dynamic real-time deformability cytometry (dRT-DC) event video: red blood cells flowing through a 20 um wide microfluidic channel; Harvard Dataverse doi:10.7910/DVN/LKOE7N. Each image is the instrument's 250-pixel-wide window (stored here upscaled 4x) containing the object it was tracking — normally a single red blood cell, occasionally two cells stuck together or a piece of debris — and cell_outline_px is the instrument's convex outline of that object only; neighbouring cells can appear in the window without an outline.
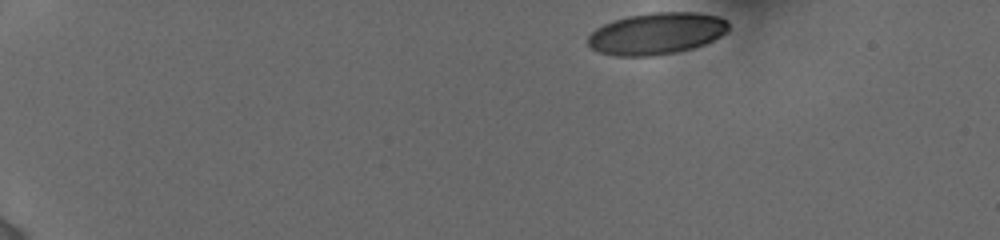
{"species": "human", "species_latin": "Homo sapiens", "temperature_condition": "cold", "stored_images_in_passage": 62, "camera_frame_rate_fps": 3000, "um_per_image_px": 0.085, "donor": {"sex": "female"}, "frame": {"image": 1, "passage_image": 1, "time_ms": 0.0, "image_size_px": [1000, 240], "cell_outline_px": [[728, 28], [720, 36], [704, 44], [692, 48], [676, 52], [652, 56], [616, 56], [600, 52], [592, 48], [588, 44], [588, 36], [596, 28], [612, 20], [628, 16], [652, 12], [696, 12], [720, 16], [728, 20]], "centroid_in_image_um": [55.8, 2.84], "position_along_channel_um": 29.2, "area_um2": 34.22}}
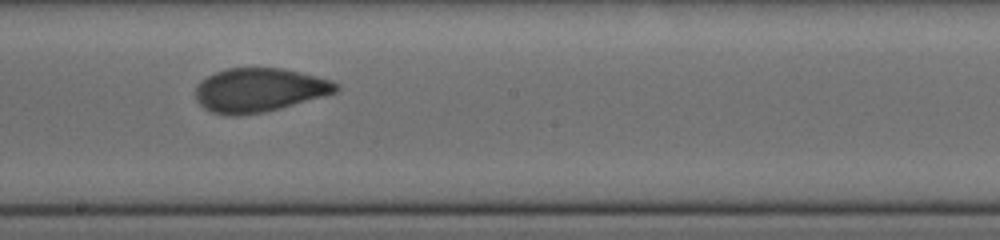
{"frame": {"image": 2, "passage_image": 32, "time_ms": 8.0, "image_size_px": [1000, 240], "cell_outline_px": [[340, 88], [336, 92], [324, 96], [280, 108], [264, 112], [240, 116], [224, 116], [212, 112], [204, 108], [196, 100], [196, 88], [208, 76], [216, 72], [228, 68], [284, 68], [332, 80], [340, 84]], "centroid_in_image_um": [22.06, 7.66], "position_along_channel_um": 226.1, "area_um2": 35.95}}
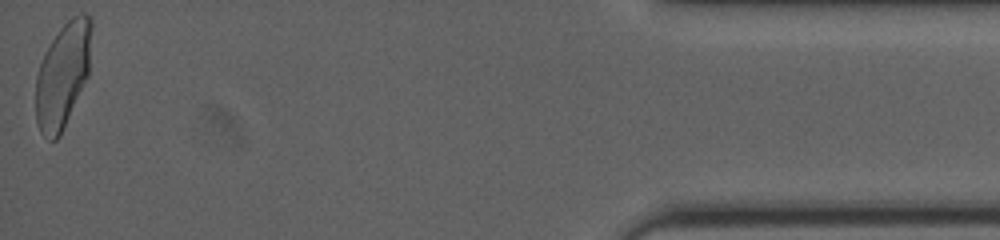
{"frame": {"image": 3, "passage_image": 62, "time_ms": 15.0, "image_size_px": [1000, 240], "cell_outline_px": [[92, 24], [88, 76], [60, 136], [56, 140], [52, 140], [40, 132], [36, 124], [36, 76], [40, 64], [52, 40], [60, 28], [72, 16], [80, 12], [84, 12], [92, 16]], "centroid_in_image_um": [5.35, 6.35], "position_along_channel_um": 429.8, "area_um2": 34.04}, "authors_computed_cell_mechanics": {"area_um2": 35.6626, "velocity_mm_per_s": 3.8766, "shape_relaxation_time_tau1_ms": 8.0012, "shape_relaxation_time_tau2_ms": 0.9459, "deformation_change_tau1": 0.196, "deformation_change_tau2": 0.0462}}